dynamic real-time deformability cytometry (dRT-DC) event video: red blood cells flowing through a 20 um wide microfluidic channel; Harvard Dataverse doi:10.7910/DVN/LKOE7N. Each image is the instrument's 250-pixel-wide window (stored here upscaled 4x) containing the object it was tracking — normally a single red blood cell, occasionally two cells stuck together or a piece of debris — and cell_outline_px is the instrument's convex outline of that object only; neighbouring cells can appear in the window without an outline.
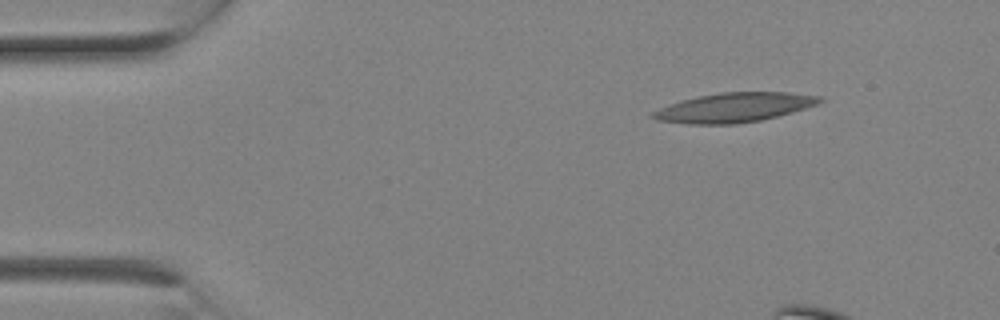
{"species": "Egyptian fruit bat (a non-hibernating species)", "species_latin": "Rousettus aegyptiacus", "temperature_condition": "room temperature", "stored_images_in_passage": 2, "camera_frame_rate_fps": 3000, "um_per_image_px": 0.085, "animal": {"sex": "female"}, "frame": {"image": 1, "passage_image": 1, "time_ms": 0.0, "image_size_px": [1000, 320], "cell_outline_px": [[824, 100], [820, 104], [792, 112], [760, 120], [736, 124], [688, 124], [656, 120], [648, 116], [652, 112], [660, 108], [696, 96], [720, 92], [788, 92], [824, 96]], "centroid_in_image_um": [62.45, 9.13], "position_along_channel_um": 22.6, "area_um2": 28.67}}